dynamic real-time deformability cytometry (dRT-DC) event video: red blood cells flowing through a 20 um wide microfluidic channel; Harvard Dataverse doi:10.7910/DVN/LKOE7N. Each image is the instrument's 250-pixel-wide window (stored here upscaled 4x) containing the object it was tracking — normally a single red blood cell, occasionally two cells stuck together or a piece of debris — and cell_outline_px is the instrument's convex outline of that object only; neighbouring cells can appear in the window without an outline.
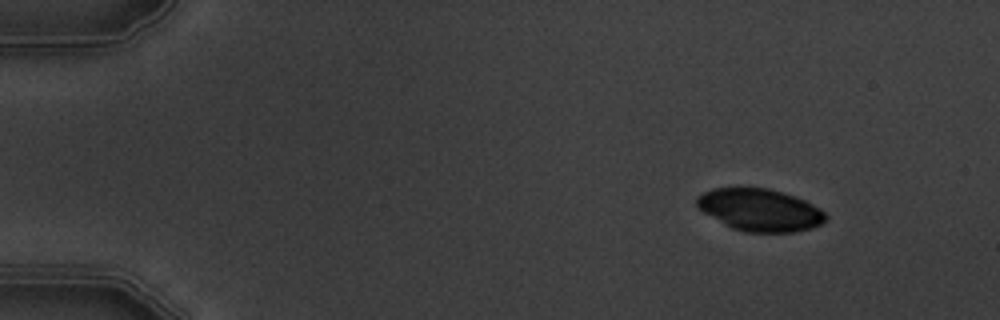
{"species": "common noctule bat (a hibernating species)", "species_latin": "Nyctalus noctula", "temperature_condition": "warm", "stored_images_in_passage": 4, "camera_frame_rate_fps": 3000, "um_per_image_px": 0.085, "animal": {"sex": "male", "body_mass_g": 19.5, "forearm_length_mm": 54.6}, "frame": {"image": 1, "passage_image": 1, "time_ms": 0.0, "image_size_px": [1000, 320], "cell_outline_px": [[828, 216], [820, 224], [812, 228], [792, 232], [744, 232], [732, 228], [724, 224], [704, 212], [696, 204], [696, 196], [712, 188], [768, 188], [804, 200], [820, 208]], "centroid_in_image_um": [64.58, 17.85], "position_along_channel_um": 20.4, "area_um2": 31.44}}